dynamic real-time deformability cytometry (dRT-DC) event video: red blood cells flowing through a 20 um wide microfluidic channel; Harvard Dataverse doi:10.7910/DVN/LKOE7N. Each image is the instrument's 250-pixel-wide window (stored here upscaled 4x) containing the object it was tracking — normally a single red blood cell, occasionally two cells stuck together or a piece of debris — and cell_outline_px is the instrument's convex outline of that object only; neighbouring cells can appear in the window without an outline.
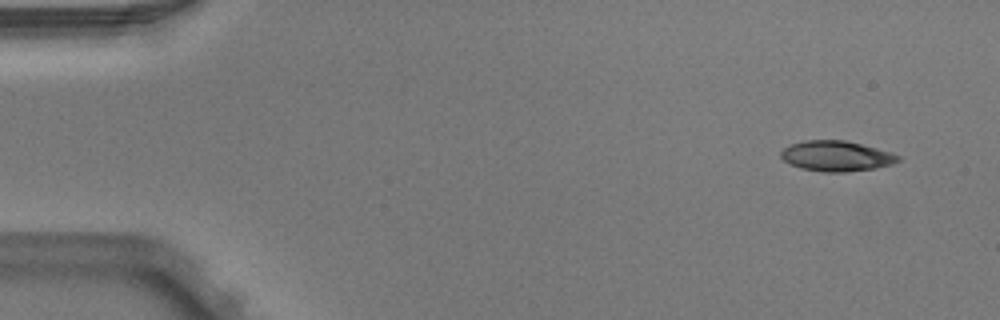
{"species": "Egyptian fruit bat (a non-hibernating species)", "species_latin": "Rousettus aegyptiacus", "temperature_condition": "warm", "stored_images_in_passage": 4, "camera_frame_rate_fps": 3000, "um_per_image_px": 0.085, "animal": {"sex": "male"}, "frame": {"image": 1, "passage_image": 1, "time_ms": 0.0, "image_size_px": [1000, 320], "cell_outline_px": [[900, 160], [892, 164], [876, 168], [844, 172], [824, 172], [800, 168], [784, 160], [780, 156], [780, 152], [784, 148], [792, 144], [804, 140], [844, 140], [860, 144], [888, 152], [900, 156]], "centroid_in_image_um": [71.07, 13.27], "position_along_channel_um": 13.9, "area_um2": 20.46}}
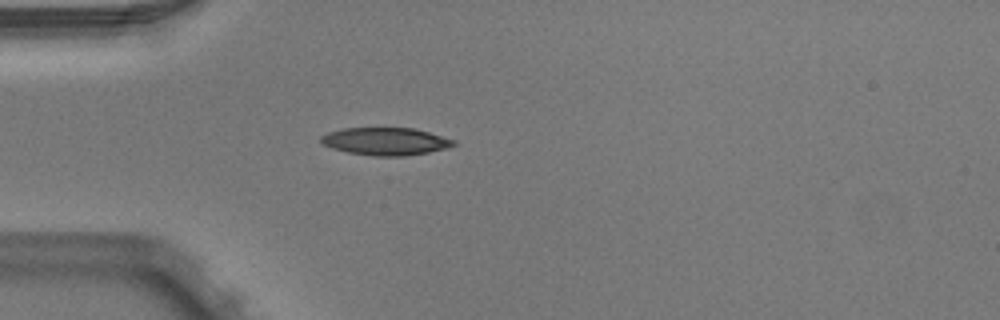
{"frame": {"image": 2, "passage_image": 4, "time_ms": 1.0, "image_size_px": [1000, 320], "cell_outline_px": [[456, 144], [444, 148], [428, 152], [404, 156], [376, 156], [348, 152], [332, 148], [324, 144], [320, 140], [320, 136], [328, 132], [344, 128], [412, 128], [428, 132], [456, 140]], "centroid_in_image_um": [32.76, 12.01], "position_along_channel_um": 52.2, "area_um2": 21.1}}